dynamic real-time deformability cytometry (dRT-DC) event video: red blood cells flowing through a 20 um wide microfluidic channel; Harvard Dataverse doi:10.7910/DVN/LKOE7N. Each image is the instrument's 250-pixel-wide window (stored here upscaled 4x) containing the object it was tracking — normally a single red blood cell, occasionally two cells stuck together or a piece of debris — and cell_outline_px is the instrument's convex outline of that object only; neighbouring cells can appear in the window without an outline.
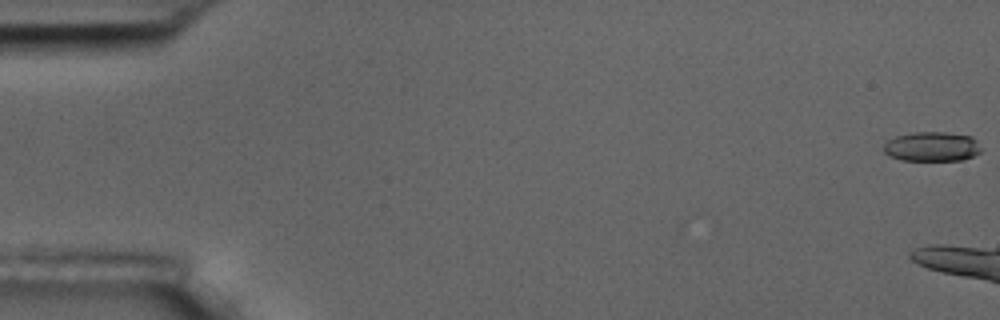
{"species": "common noctule bat (a hibernating species)", "species_latin": "Nyctalus noctula", "temperature_condition": "room temperature", "stored_images_in_passage": 3, "camera_frame_rate_fps": 3000, "um_per_image_px": 0.085, "animal": {"sex": "male", "body_mass_g": 17.5, "forearm_length_mm": 52.3}, "frame": {"image": 1, "passage_image": 1, "time_ms": 0.0, "image_size_px": [1000, 320], "cell_outline_px": [[980, 152], [964, 160], [900, 160], [888, 156], [884, 152], [884, 144], [888, 140], [896, 136], [912, 132], [944, 132], [972, 136], [976, 140], [980, 148]], "centroid_in_image_um": [79.19, 12.46], "position_along_channel_um": 5.8, "area_um2": 16.82}}